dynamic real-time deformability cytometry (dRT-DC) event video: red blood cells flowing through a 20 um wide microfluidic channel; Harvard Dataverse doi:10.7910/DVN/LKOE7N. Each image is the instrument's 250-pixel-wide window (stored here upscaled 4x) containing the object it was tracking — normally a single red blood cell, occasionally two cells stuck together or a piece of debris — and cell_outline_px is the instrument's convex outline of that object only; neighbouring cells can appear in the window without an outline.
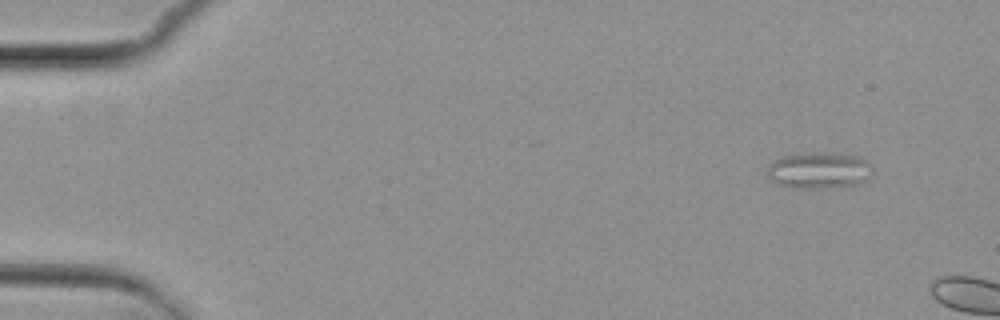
{"species": "common noctule bat (a hibernating species)", "species_latin": "Nyctalus noctula", "temperature_condition": "cold", "stored_images_in_passage": 2, "camera_frame_rate_fps": 3000, "um_per_image_px": 0.085, "animal": {"sex": "female", "body_mass_g": 29.2, "forearm_length_mm": 56.3}, "frame": {"image": 1, "passage_image": 1, "time_ms": 0.0, "image_size_px": [1000, 320], "cell_outline_px": [[872, 172], [864, 180], [856, 184], [820, 188], [796, 188], [780, 184], [772, 180], [768, 176], [768, 164], [772, 160], [784, 156], [860, 156], [868, 160]], "centroid_in_image_um": [69.6, 14.54], "position_along_channel_um": 15.4, "area_um2": 20.87}}